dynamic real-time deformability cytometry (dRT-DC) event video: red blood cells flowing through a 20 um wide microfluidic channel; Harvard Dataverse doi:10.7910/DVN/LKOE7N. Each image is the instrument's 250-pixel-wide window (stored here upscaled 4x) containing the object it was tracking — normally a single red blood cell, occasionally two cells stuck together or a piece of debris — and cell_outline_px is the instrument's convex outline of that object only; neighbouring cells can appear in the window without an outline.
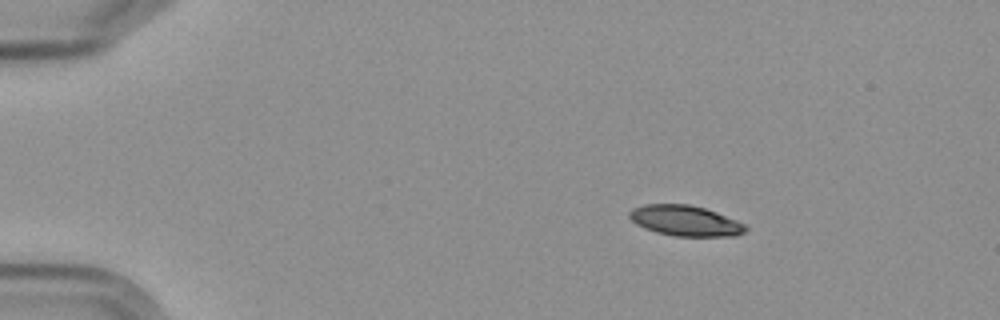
{"species": "Egyptian fruit bat (a non-hibernating species)", "species_latin": "Rousettus aegyptiacus", "temperature_condition": "cold", "stored_images_in_passage": 5, "camera_frame_rate_fps": 3000, "um_per_image_px": 0.085, "frame": {"image": 1, "passage_image": 1, "time_ms": 0.0, "image_size_px": [1000, 320], "cell_outline_px": [[748, 228], [744, 232], [736, 236], [676, 236], [656, 232], [636, 224], [628, 216], [628, 212], [632, 208], [644, 204], [688, 204], [704, 208], [716, 212], [748, 224]], "centroid_in_image_um": [58.27, 18.76], "position_along_channel_um": 26.7, "area_um2": 20.75}}
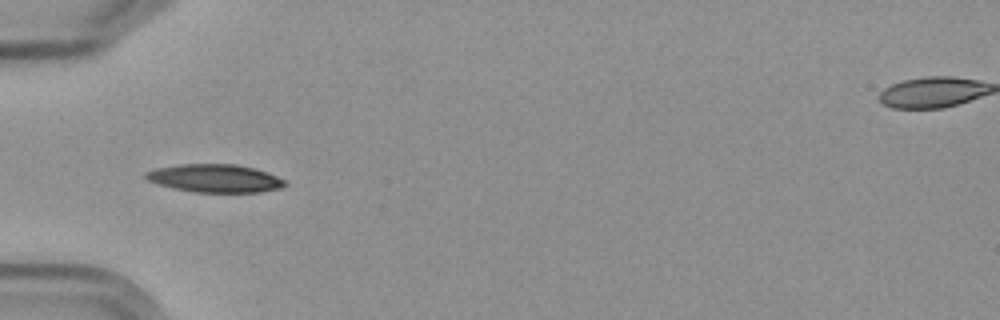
{"frame": {"image": 2, "passage_image": 4, "time_ms": 3.333, "image_size_px": [1000, 320], "cell_outline_px": [[288, 184], [280, 188], [260, 192], [196, 192], [172, 188], [148, 180], [144, 176], [144, 172], [156, 168], [180, 164], [236, 164], [256, 168], [268, 172], [288, 180]], "centroid_in_image_um": [18.32, 15.15], "position_along_channel_um": 66.7, "area_um2": 22.95}}
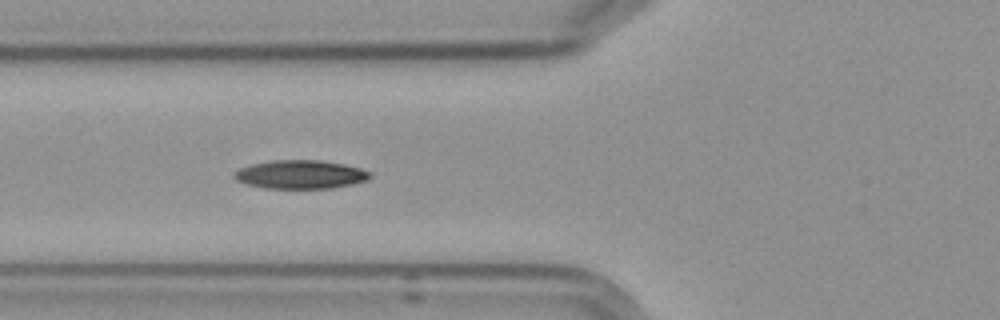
{"frame": {"image": 3, "passage_image": 5, "time_ms": 4.333, "image_size_px": [1000, 320], "cell_outline_px": [[372, 176], [368, 180], [352, 184], [332, 188], [264, 188], [248, 184], [236, 180], [232, 176], [240, 168], [252, 164], [272, 160], [320, 160], [344, 164], [360, 168], [372, 172]], "centroid_in_image_um": [25.57, 14.83], "position_along_channel_um": 100.2, "area_um2": 22.6}}